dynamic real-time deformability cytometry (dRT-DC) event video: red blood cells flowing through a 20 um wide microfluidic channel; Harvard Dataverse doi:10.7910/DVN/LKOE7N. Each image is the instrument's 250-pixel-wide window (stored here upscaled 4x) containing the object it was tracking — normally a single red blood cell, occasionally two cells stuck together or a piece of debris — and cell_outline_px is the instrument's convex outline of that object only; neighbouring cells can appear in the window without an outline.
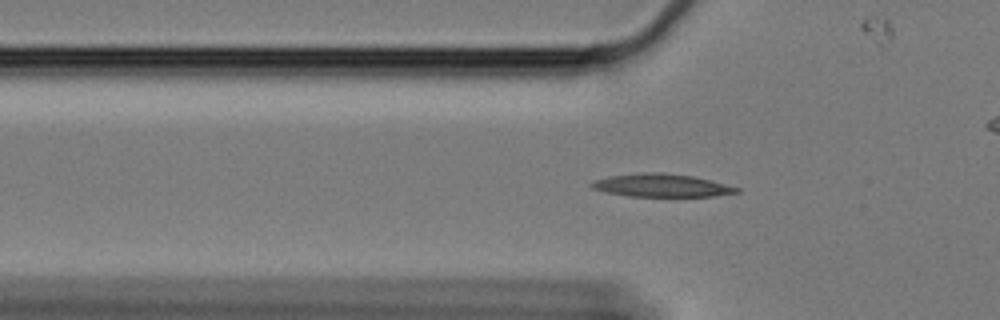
{"species": "Egyptian fruit bat (a non-hibernating species)", "species_latin": "Rousettus aegyptiacus", "temperature_condition": "cold", "stored_images_in_passage": 54, "camera_frame_rate_fps": 3000, "um_per_image_px": 0.085, "animal": {"sex": "female"}, "frame": {"image": 1, "passage_image": 13, "time_ms": 4.0, "image_size_px": [1000, 320], "cell_outline_px": [[740, 192], [712, 196], [628, 196], [604, 192], [592, 188], [588, 184], [592, 180], [608, 176], [640, 172], [664, 172], [692, 176], [740, 188]], "centroid_in_image_um": [56.13, 15.75], "position_along_channel_um": 69.7, "area_um2": 19.48}}
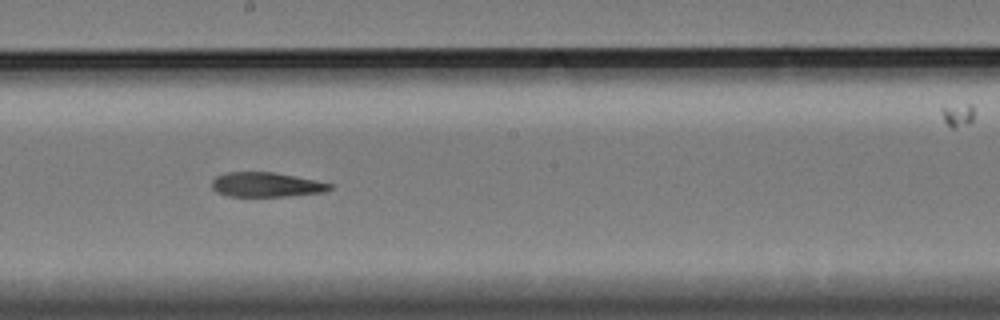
{"frame": {"image": 2, "passage_image": 27, "time_ms": 8.667, "image_size_px": [1000, 320], "cell_outline_px": [[332, 188], [324, 192], [288, 196], [228, 196], [216, 192], [212, 188], [212, 180], [216, 176], [228, 172], [272, 172], [316, 180], [332, 184]], "centroid_in_image_um": [22.61, 15.7], "position_along_channel_um": 225.6, "area_um2": 16.82}}
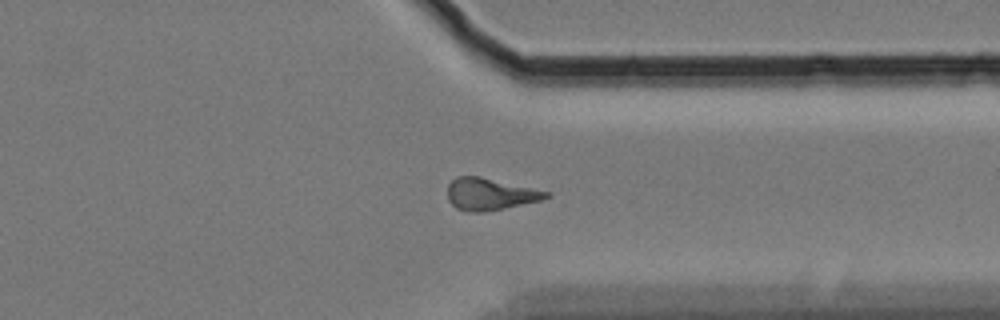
{"frame": {"image": 3, "passage_image": 40, "time_ms": 13.0, "image_size_px": [1000, 320], "cell_outline_px": [[552, 196], [540, 200], [504, 208], [484, 212], [468, 212], [456, 208], [448, 200], [448, 184], [456, 176], [480, 176], [552, 192]], "centroid_in_image_um": [41.66, 16.49], "position_along_channel_um": 369.7, "area_um2": 18.44}, "authors_computed_cell_mechanics": {"area_um2": 17.9469, "velocity_mm_per_s": 3.3326, "shape_relaxation_time_tau1_ms": null, "shape_relaxation_time_tau2_ms": 4.5181, "deformation_change_tau1": null, "deformation_change_tau2": 0.1353}}